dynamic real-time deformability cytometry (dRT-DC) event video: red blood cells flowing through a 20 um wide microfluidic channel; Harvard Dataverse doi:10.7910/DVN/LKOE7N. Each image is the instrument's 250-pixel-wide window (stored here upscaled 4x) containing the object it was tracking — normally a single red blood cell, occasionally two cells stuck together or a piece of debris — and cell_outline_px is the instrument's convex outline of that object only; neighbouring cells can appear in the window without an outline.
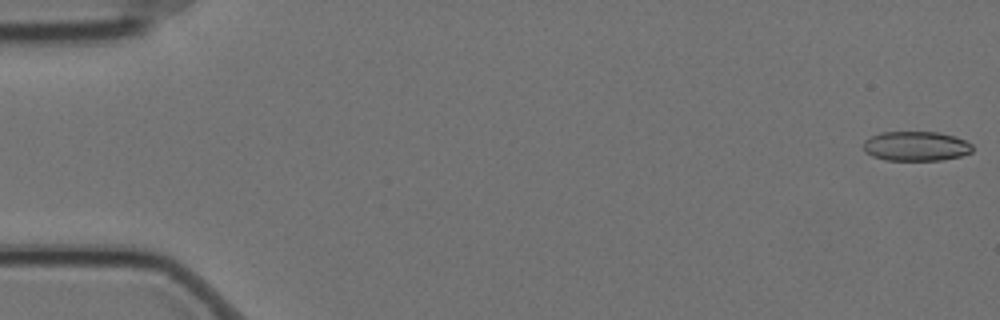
{"species": "Egyptian fruit bat (a non-hibernating species)", "species_latin": "Rousettus aegyptiacus", "temperature_condition": "cold", "stored_images_in_passage": 10, "camera_frame_rate_fps": 3000, "um_per_image_px": 0.085, "animal": {"sex": "female"}, "frame": {"image": 1, "passage_image": 1, "time_ms": 0.0, "image_size_px": [1000, 320], "cell_outline_px": [[972, 152], [960, 156], [940, 160], [884, 160], [872, 156], [864, 152], [864, 140], [880, 132], [940, 132], [956, 136], [972, 144]], "centroid_in_image_um": [77.85, 12.42], "position_along_channel_um": 7.1, "area_um2": 18.9}}
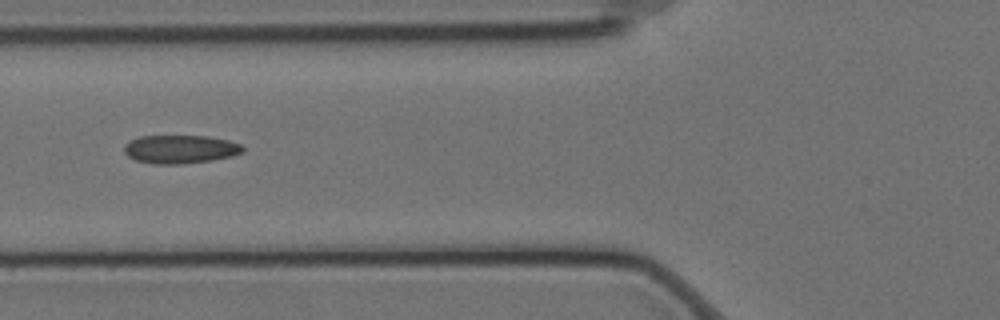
{"frame": {"image": 2, "passage_image": 7, "time_ms": 2.0, "image_size_px": [1000, 320], "cell_outline_px": [[244, 152], [232, 156], [212, 160], [180, 164], [152, 164], [136, 160], [128, 156], [124, 152], [124, 144], [140, 136], [208, 136], [228, 140], [240, 144], [244, 148]], "centroid_in_image_um": [15.32, 12.68], "position_along_channel_um": 110.5, "area_um2": 19.65}}
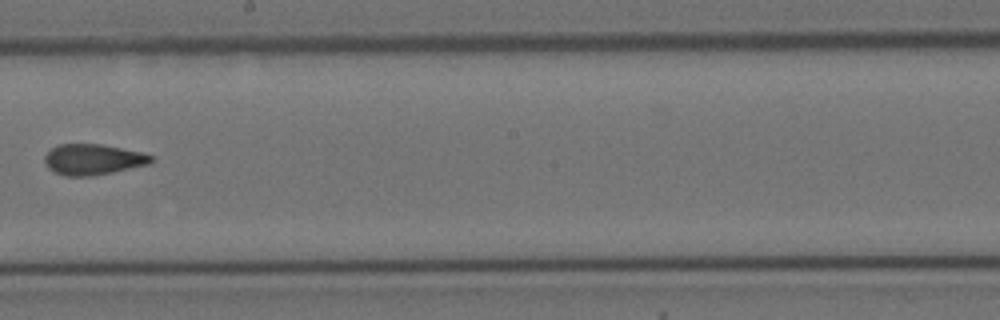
{"frame": {"image": 3, "passage_image": 10, "time_ms": 3.0, "image_size_px": [1000, 320], "cell_outline_px": [[156, 160], [152, 164], [92, 176], [64, 176], [48, 168], [44, 160], [44, 156], [52, 148], [60, 144], [100, 144], [144, 152], [152, 156]], "centroid_in_image_um": [7.96, 13.55], "position_along_channel_um": 240.2, "area_um2": 19.25}}